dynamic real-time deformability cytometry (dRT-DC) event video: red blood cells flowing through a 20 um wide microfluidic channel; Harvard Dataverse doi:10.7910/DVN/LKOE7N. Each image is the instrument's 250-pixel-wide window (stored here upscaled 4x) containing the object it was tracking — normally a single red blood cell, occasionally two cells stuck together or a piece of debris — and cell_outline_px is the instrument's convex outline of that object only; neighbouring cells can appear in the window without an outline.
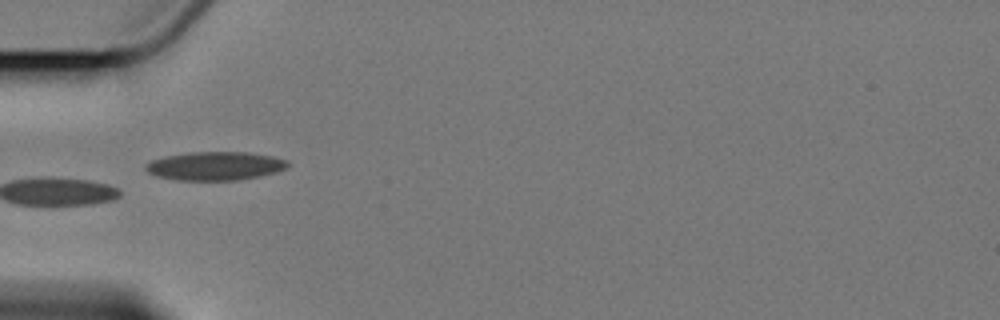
{"species": "Egyptian fruit bat (a non-hibernating species)", "species_latin": "Rousettus aegyptiacus", "temperature_condition": "cold", "stored_images_in_passage": 7, "camera_frame_rate_fps": 3000, "um_per_image_px": 0.085, "animal": {"sex": "female"}, "frame": {"image": 1, "passage_image": 5, "time_ms": 4.667, "image_size_px": [1000, 320], "cell_outline_px": [[288, 164], [284, 168], [276, 172], [260, 176], [236, 180], [176, 180], [156, 176], [148, 172], [144, 168], [152, 160], [164, 156], [188, 152], [248, 152], [272, 156], [288, 160]], "centroid_in_image_um": [18.27, 14.1], "position_along_channel_um": 66.7, "area_um2": 23.58}}
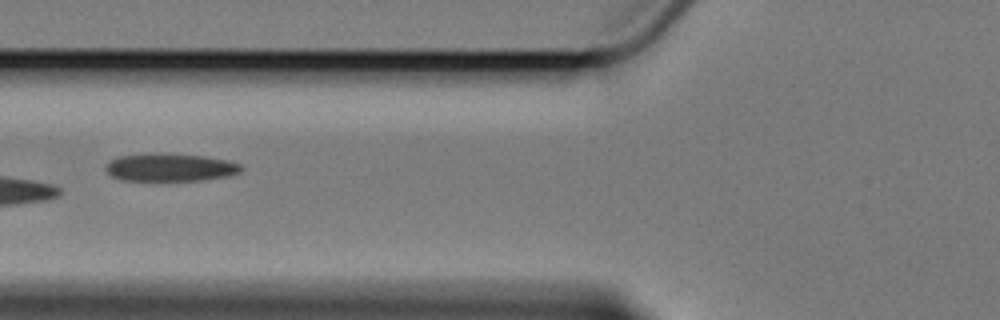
{"frame": {"image": 2, "passage_image": 6, "time_ms": 6.0, "image_size_px": [1000, 320], "cell_outline_px": [[244, 168], [240, 172], [228, 176], [200, 180], [124, 180], [112, 176], [108, 172], [108, 164], [112, 160], [120, 156], [144, 152], [204, 156], [228, 160], [240, 164]], "centroid_in_image_um": [14.51, 14.21], "position_along_channel_um": 111.3, "area_um2": 21.79}}
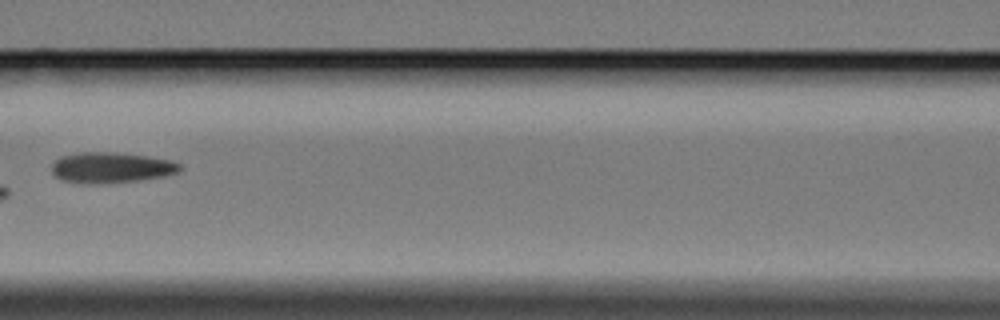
{"frame": {"image": 3, "passage_image": 7, "time_ms": 7.333, "image_size_px": [1000, 320], "cell_outline_px": [[180, 168], [176, 172], [164, 176], [136, 180], [60, 180], [52, 172], [52, 164], [60, 156], [80, 152], [116, 152], [172, 160], [180, 164]], "centroid_in_image_um": [9.46, 14.17], "position_along_channel_um": 157.1, "area_um2": 21.5}}